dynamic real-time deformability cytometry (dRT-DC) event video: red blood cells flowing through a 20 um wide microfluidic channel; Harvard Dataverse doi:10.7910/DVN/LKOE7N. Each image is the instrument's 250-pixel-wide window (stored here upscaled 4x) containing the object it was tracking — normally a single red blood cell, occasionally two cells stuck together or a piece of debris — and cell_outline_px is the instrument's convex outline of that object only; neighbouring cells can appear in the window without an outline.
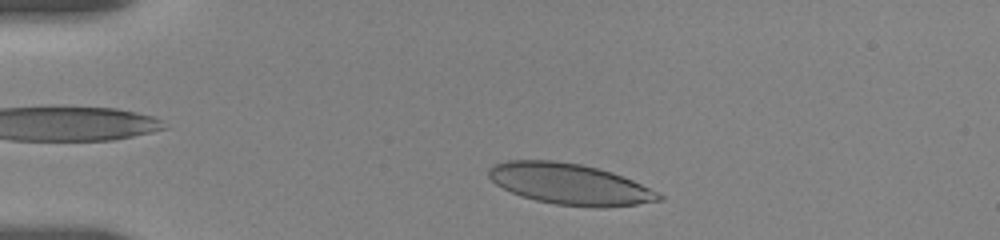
{"species": "human", "species_latin": "Homo sapiens", "temperature_condition": "room temperature", "stored_images_in_passage": 33, "camera_frame_rate_fps": 3000, "um_per_image_px": 0.085, "donor": {"sex": "female"}, "frame": {"image": 1, "passage_image": 4, "time_ms": 1.0, "image_size_px": [1000, 240], "cell_outline_px": [[664, 200], [636, 204], [604, 208], [596, 208], [556, 204], [536, 200], [520, 196], [496, 184], [488, 176], [488, 168], [492, 164], [508, 160], [556, 160], [580, 164], [612, 172], [632, 180], [664, 196]], "centroid_in_image_um": [48.4, 15.64], "position_along_channel_um": 36.6, "area_um2": 40.63}}
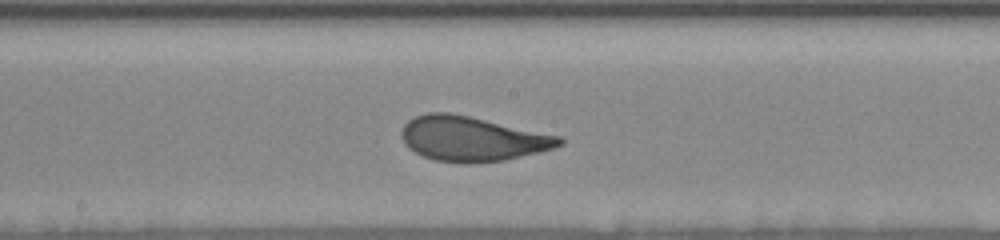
{"frame": {"image": 2, "passage_image": 20, "time_ms": 7.0, "image_size_px": [1000, 240], "cell_outline_px": [[564, 144], [556, 148], [504, 160], [468, 164], [464, 164], [436, 160], [424, 156], [408, 148], [404, 144], [400, 136], [400, 132], [404, 124], [408, 120], [416, 116], [428, 112], [452, 112], [560, 136], [564, 140]], "centroid_in_image_um": [40.12, 11.79], "position_along_channel_um": 208.1, "area_um2": 41.38}}
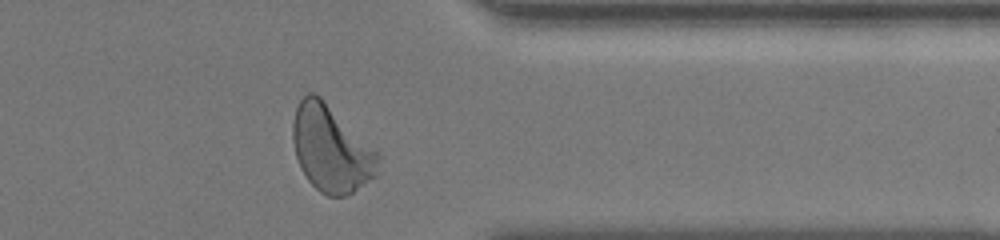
{"frame": {"image": 3, "passage_image": 32, "time_ms": 12.0, "image_size_px": [1000, 240], "cell_outline_px": [[380, 160], [376, 176], [352, 192], [344, 196], [328, 196], [320, 192], [308, 180], [300, 168], [296, 156], [292, 136], [292, 124], [296, 108], [300, 100], [308, 92], [312, 92], [320, 96], [380, 152]], "centroid_in_image_um": [28.16, 12.64], "position_along_channel_um": 383.2, "area_um2": 43.18}, "authors_computed_cell_mechanics": {"area_um2": 40.5756, "velocity_mm_per_s": 3.6218, "shape_relaxation_time_tau1_ms": 2.9994, "shape_relaxation_time_tau2_ms": null, "deformation_change_tau1": 0.1564, "deformation_change_tau2": null}}